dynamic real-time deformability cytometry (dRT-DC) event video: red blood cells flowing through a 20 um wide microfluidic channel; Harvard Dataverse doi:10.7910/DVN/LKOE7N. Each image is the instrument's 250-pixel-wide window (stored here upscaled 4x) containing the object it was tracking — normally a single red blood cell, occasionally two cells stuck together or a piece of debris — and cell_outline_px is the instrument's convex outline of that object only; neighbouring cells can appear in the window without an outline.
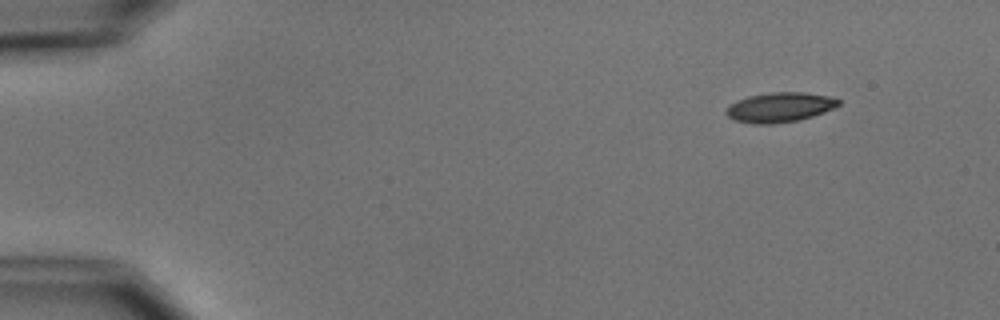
{"species": "common noctule bat (a hibernating species)", "species_latin": "Nyctalus noctula", "temperature_condition": "cold", "stored_images_in_passage": 4, "camera_frame_rate_fps": 3000, "um_per_image_px": 0.085, "animal": {"sex": "male", "body_mass_g": 15.6}, "frame": {"image": 1, "passage_image": 1, "time_ms": 0.0, "image_size_px": [1000, 320], "cell_outline_px": [[840, 104], [824, 112], [800, 120], [772, 124], [752, 124], [736, 120], [728, 116], [724, 112], [728, 104], [748, 96], [772, 92], [804, 92], [828, 96], [840, 100]], "centroid_in_image_um": [66.25, 9.12], "position_along_channel_um": 18.8, "area_um2": 19.48}}
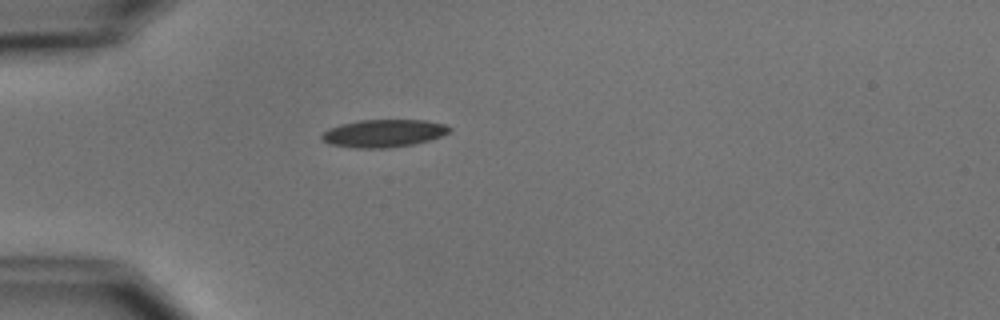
{"frame": {"image": 2, "passage_image": 4, "time_ms": 3.333, "image_size_px": [1000, 320], "cell_outline_px": [[452, 128], [448, 132], [440, 136], [428, 140], [412, 144], [388, 148], [352, 148], [332, 144], [324, 140], [320, 136], [328, 128], [340, 124], [360, 120], [424, 120], [444, 124]], "centroid_in_image_um": [32.58, 11.32], "position_along_channel_um": 52.4, "area_um2": 20.4}}